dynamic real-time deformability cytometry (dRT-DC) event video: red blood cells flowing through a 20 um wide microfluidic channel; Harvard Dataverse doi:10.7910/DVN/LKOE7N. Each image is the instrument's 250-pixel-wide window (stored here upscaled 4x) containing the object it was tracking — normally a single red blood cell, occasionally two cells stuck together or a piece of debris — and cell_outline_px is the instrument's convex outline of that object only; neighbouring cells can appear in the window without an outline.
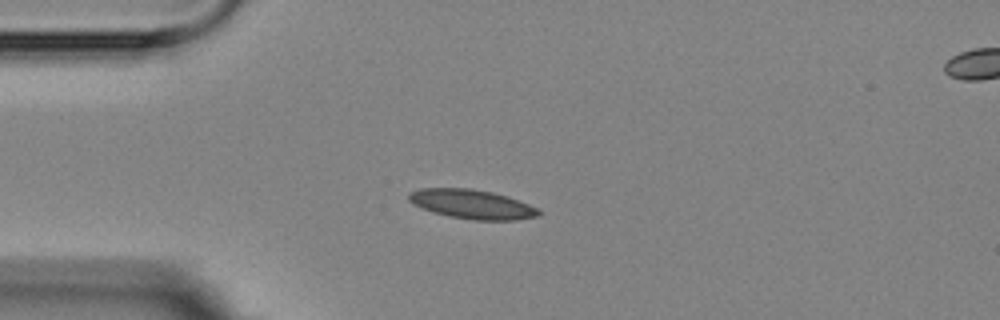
{"species": "Egyptian fruit bat (a non-hibernating species)", "species_latin": "Rousettus aegyptiacus", "temperature_condition": "room temperature", "stored_images_in_passage": 3, "camera_frame_rate_fps": 3000, "um_per_image_px": 0.085, "animal": {"sex": "female"}, "frame": {"image": 1, "passage_image": 1, "time_ms": 0.0, "image_size_px": [1000, 320], "cell_outline_px": [[544, 212], [540, 216], [516, 220], [472, 220], [448, 216], [432, 212], [412, 204], [408, 200], [408, 192], [420, 188], [472, 188], [492, 192], [508, 196], [528, 204]], "centroid_in_image_um": [40.11, 17.36], "position_along_channel_um": 44.9, "area_um2": 22.43}}
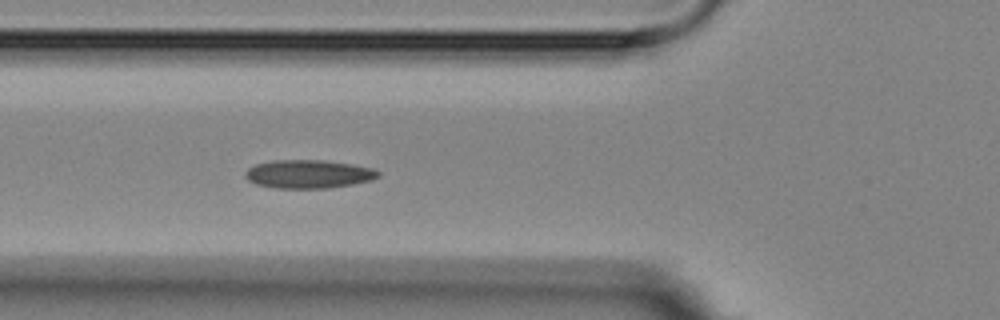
{"frame": {"image": 2, "passage_image": 3, "time_ms": 2.0, "image_size_px": [1000, 320], "cell_outline_px": [[380, 176], [372, 180], [352, 184], [328, 188], [276, 188], [256, 184], [248, 180], [244, 176], [244, 172], [248, 168], [256, 164], [272, 160], [324, 160], [352, 164], [372, 168], [380, 172]], "centroid_in_image_um": [26.21, 14.79], "position_along_channel_um": 99.6, "area_um2": 22.08}}